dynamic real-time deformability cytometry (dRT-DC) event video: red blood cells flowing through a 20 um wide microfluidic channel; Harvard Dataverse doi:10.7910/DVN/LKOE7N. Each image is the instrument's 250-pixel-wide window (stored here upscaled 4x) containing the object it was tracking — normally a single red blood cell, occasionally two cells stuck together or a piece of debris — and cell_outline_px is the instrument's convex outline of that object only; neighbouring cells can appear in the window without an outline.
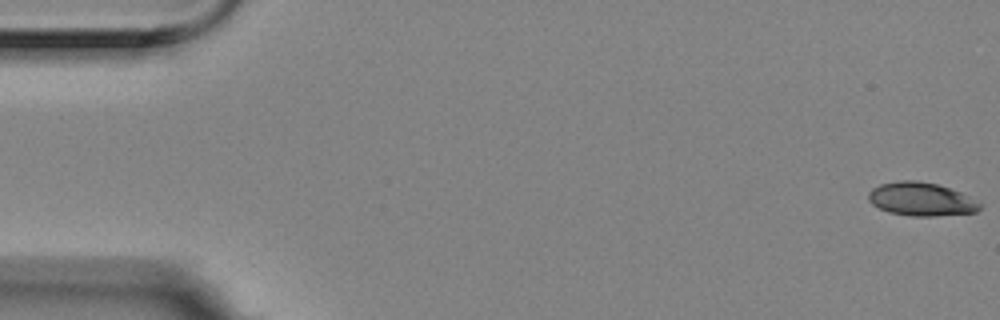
{"species": "Egyptian fruit bat (a non-hibernating species)", "species_latin": "Rousettus aegyptiacus", "temperature_condition": "room temperature", "stored_images_in_passage": 4, "camera_frame_rate_fps": 3000, "um_per_image_px": 0.085, "animal": {"sex": "female"}, "frame": {"image": 1, "passage_image": 1, "time_ms": 0.0, "image_size_px": [1000, 320], "cell_outline_px": [[984, 204], [976, 212], [936, 216], [912, 216], [888, 212], [872, 204], [868, 200], [868, 192], [872, 188], [880, 184], [900, 180], [916, 180], [936, 184], [960, 192]], "centroid_in_image_um": [78.29, 16.93], "position_along_channel_um": 6.7, "area_um2": 21.73}}
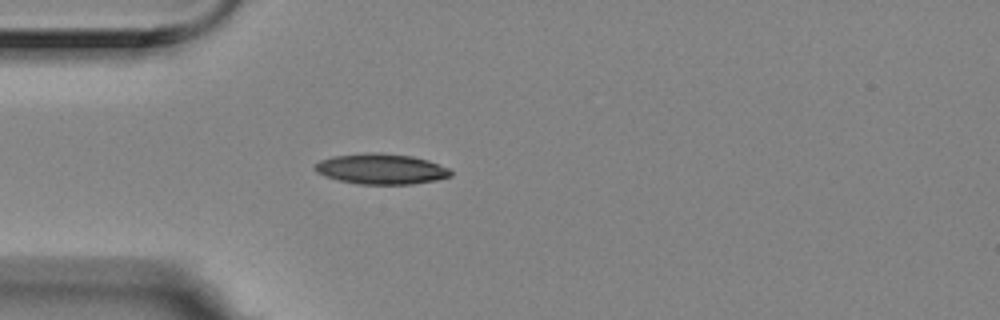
{"frame": {"image": 2, "passage_image": 4, "time_ms": 1.0, "image_size_px": [1000, 320], "cell_outline_px": [[452, 176], [436, 180], [412, 184], [360, 184], [340, 180], [324, 176], [316, 172], [312, 168], [320, 160], [332, 156], [372, 152], [380, 152], [412, 156], [428, 160], [448, 168], [452, 172]], "centroid_in_image_um": [32.39, 14.35], "position_along_channel_um": 52.6, "area_um2": 24.16}}